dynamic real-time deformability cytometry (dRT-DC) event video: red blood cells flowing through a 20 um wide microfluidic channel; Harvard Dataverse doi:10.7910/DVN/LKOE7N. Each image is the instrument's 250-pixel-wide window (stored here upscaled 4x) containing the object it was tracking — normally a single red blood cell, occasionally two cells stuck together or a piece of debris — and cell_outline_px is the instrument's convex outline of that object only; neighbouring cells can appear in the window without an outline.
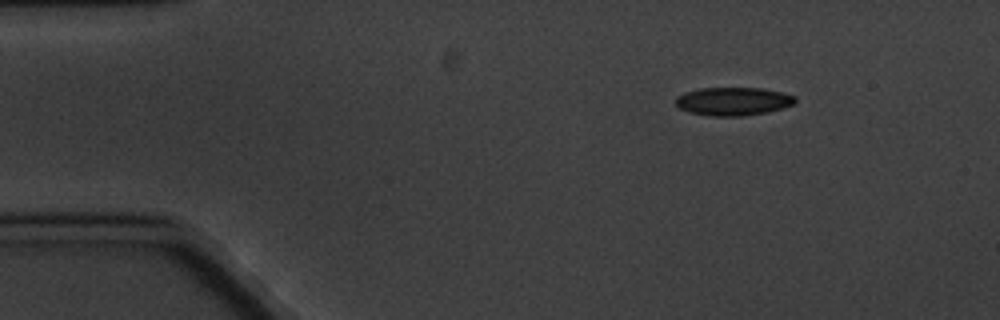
{"species": "common noctule bat (a hibernating species)", "species_latin": "Nyctalus noctula", "temperature_condition": "cold", "stored_images_in_passage": 3, "camera_frame_rate_fps": 3000, "um_per_image_px": 0.085, "animal": {"sex": "male", "body_mass_g": 20.1, "forearm_length_mm": 53.5}, "frame": {"image": 1, "passage_image": 1, "time_ms": 0.0, "image_size_px": [1000, 320], "cell_outline_px": [[796, 100], [792, 104], [768, 112], [744, 116], [708, 116], [688, 112], [680, 108], [676, 104], [676, 96], [684, 92], [700, 88], [760, 88], [780, 92], [796, 96]], "centroid_in_image_um": [62.28, 8.61], "position_along_channel_um": 22.7, "area_um2": 19.65}}
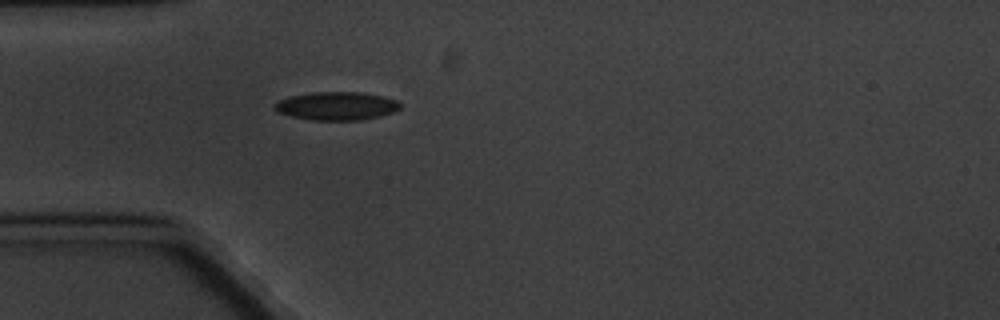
{"frame": {"image": 2, "passage_image": 3, "time_ms": 3.0, "image_size_px": [1000, 320], "cell_outline_px": [[400, 108], [392, 112], [380, 116], [360, 120], [312, 120], [292, 116], [276, 112], [272, 108], [280, 100], [292, 96], [312, 92], [360, 92], [384, 96], [396, 100], [400, 104]], "centroid_in_image_um": [28.61, 9.01], "position_along_channel_um": 56.4, "area_um2": 20.58}}